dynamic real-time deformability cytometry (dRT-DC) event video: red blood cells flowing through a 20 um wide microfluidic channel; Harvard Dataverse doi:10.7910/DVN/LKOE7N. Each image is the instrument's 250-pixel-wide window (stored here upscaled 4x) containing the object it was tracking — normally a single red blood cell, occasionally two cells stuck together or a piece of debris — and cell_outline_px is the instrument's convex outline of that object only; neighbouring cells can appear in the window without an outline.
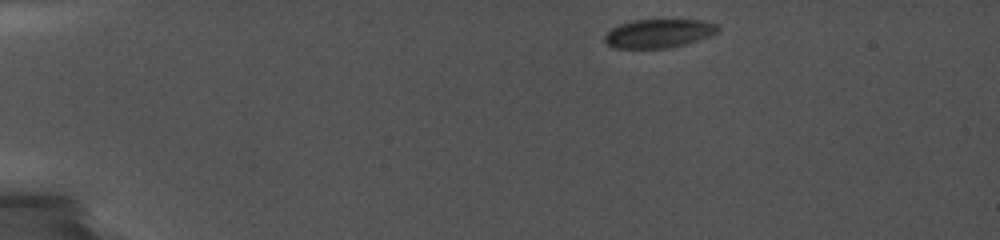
{"species": "common noctule bat (a hibernating species)", "species_latin": "Nyctalus noctula", "temperature_condition": "cold", "stored_images_in_passage": 38, "camera_frame_rate_fps": 5000, "um_per_image_px": 0.085, "animal": {"sex": "female", "body_mass_g": 19.0, "forearm_length_mm": 56.7}, "frame": {"image": 1, "passage_image": 1, "time_ms": 0.0, "image_size_px": [1000, 240], "cell_outline_px": [[720, 32], [684, 44], [668, 48], [616, 48], [608, 44], [604, 40], [604, 36], [612, 28], [620, 24], [636, 20], [704, 20], [716, 24], [720, 28]], "centroid_in_image_um": [56.01, 2.84], "position_along_channel_um": 29.0, "area_um2": 18.73}}
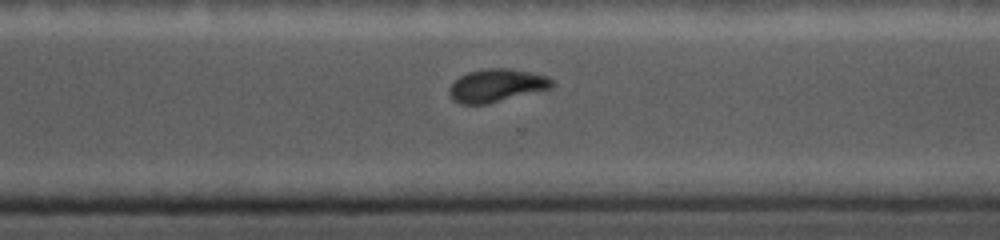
{"frame": {"image": 2, "passage_image": 29, "time_ms": 10.4, "image_size_px": [1000, 240], "cell_outline_px": [[556, 84], [552, 88], [488, 104], [460, 104], [452, 100], [448, 92], [448, 88], [460, 76], [468, 72], [484, 68], [512, 68], [548, 76]], "centroid_in_image_um": [42.22, 7.26], "position_along_channel_um": 328.4, "area_um2": 20.0}}
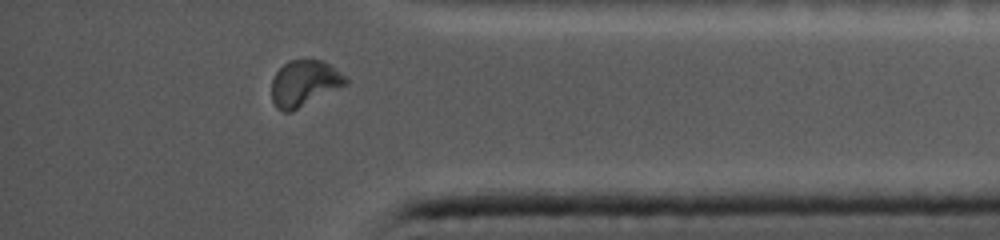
{"frame": {"image": 3, "passage_image": 35, "time_ms": 12.6, "image_size_px": [1000, 240], "cell_outline_px": [[348, 84], [292, 112], [280, 112], [276, 108], [272, 100], [272, 80], [276, 72], [288, 60], [324, 60], [336, 68], [348, 80]], "centroid_in_image_um": [25.87, 7.1], "position_along_channel_um": 409.3, "area_um2": 20.06}}